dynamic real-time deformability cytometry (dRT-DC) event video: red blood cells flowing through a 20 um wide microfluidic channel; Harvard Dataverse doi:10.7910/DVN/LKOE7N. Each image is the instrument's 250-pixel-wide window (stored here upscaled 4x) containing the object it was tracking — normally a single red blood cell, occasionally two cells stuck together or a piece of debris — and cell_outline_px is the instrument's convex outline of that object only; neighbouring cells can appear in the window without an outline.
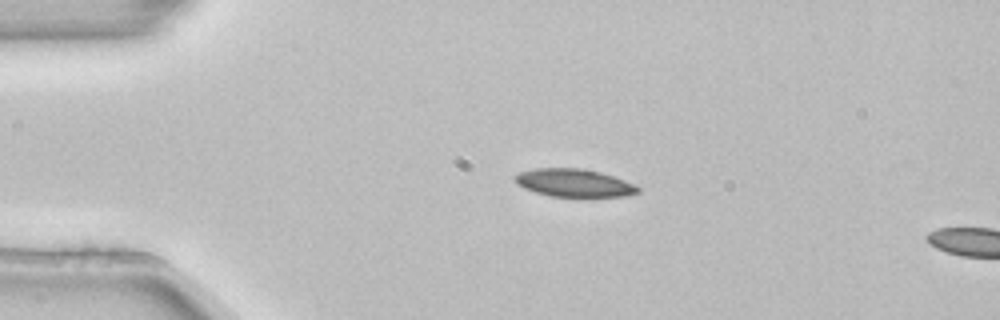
{"species": "common noctule bat (a hibernating species)", "species_latin": "Nyctalus noctula", "temperature_condition": "room temperature", "stored_images_in_passage": 2, "camera_frame_rate_fps": 3000, "um_per_image_px": 0.085, "animal": {"sex": "female", "body_mass_g": 22.7, "forearm_length_mm": 54.2}, "frame": {"image": 1, "passage_image": 1, "time_ms": 0.0, "image_size_px": [1000, 320], "cell_outline_px": [[640, 192], [624, 196], [548, 196], [524, 188], [516, 184], [516, 176], [520, 172], [536, 168], [580, 168], [600, 172], [624, 180], [640, 188]], "centroid_in_image_um": [48.78, 15.54], "position_along_channel_um": 36.2, "area_um2": 19.65}}